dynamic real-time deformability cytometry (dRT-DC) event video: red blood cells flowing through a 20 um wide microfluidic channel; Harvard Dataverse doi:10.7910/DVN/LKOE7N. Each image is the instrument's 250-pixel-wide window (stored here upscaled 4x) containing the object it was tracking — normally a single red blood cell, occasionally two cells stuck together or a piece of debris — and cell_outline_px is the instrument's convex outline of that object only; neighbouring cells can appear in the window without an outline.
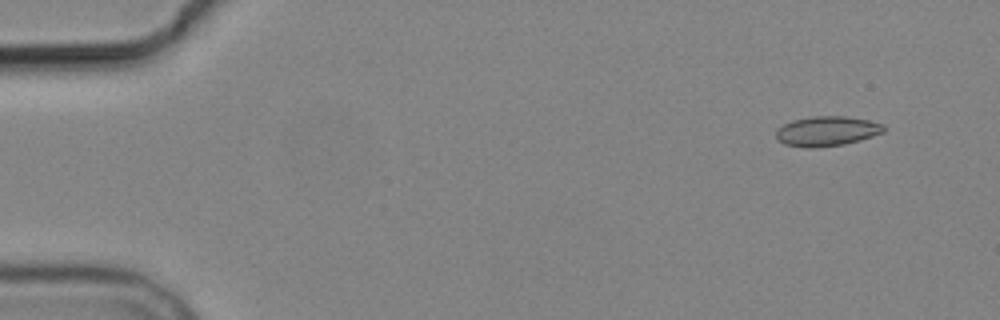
{"species": "common noctule bat (a hibernating species)", "species_latin": "Nyctalus noctula", "temperature_condition": "cold", "stored_images_in_passage": 6, "camera_frame_rate_fps": 3000, "um_per_image_px": 0.085, "animal": {"sex": "male", "body_mass_g": 19.2, "forearm_length_mm": 51.8}, "frame": {"image": 1, "passage_image": 1, "time_ms": 0.0, "image_size_px": [1000, 320], "cell_outline_px": [[884, 132], [860, 140], [844, 144], [812, 148], [804, 148], [784, 144], [776, 140], [776, 132], [784, 124], [792, 120], [812, 116], [844, 116], [868, 120], [884, 124]], "centroid_in_image_um": [70.26, 11.15], "position_along_channel_um": 14.7, "area_um2": 18.73}}
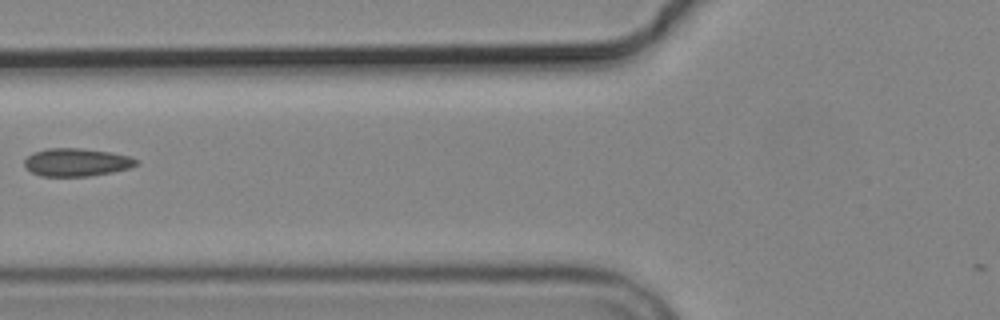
{"frame": {"image": 2, "passage_image": 5, "time_ms": 6.0, "image_size_px": [1000, 320], "cell_outline_px": [[140, 164], [128, 168], [112, 172], [88, 176], [40, 176], [32, 172], [24, 164], [24, 160], [32, 152], [48, 148], [80, 148], [112, 152], [128, 156], [140, 160]], "centroid_in_image_um": [6.53, 13.78], "position_along_channel_um": 119.3, "area_um2": 18.26}}
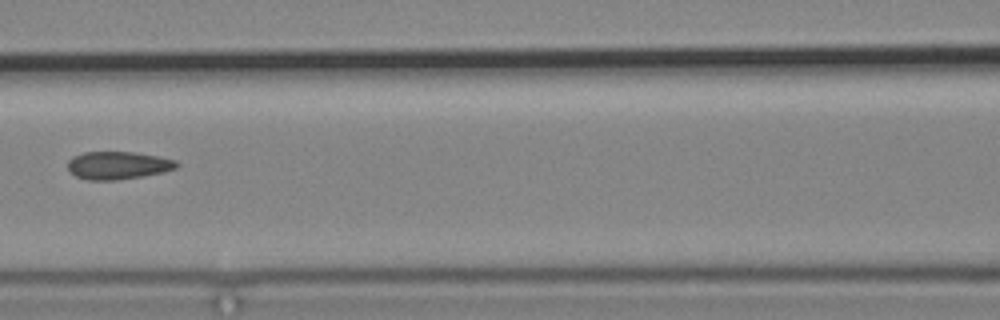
{"frame": {"image": 3, "passage_image": 6, "time_ms": 7.0, "image_size_px": [1000, 320], "cell_outline_px": [[180, 164], [176, 168], [164, 172], [144, 176], [116, 180], [88, 180], [76, 176], [68, 172], [68, 160], [72, 156], [84, 152], [132, 152], [160, 156], [176, 160]], "centroid_in_image_um": [10.03, 14.05], "position_along_channel_um": 156.6, "area_um2": 17.86}}